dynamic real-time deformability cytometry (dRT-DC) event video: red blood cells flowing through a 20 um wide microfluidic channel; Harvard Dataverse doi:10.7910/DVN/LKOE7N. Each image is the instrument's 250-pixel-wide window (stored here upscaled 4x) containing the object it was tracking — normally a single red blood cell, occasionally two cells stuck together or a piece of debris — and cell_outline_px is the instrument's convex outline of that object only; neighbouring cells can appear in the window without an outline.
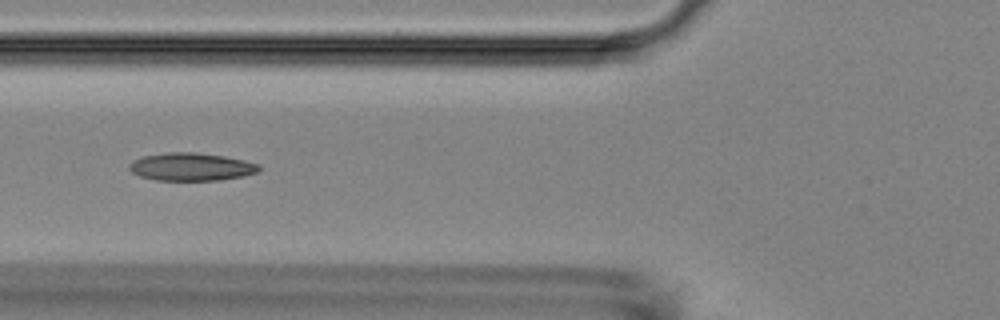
{"species": "Egyptian fruit bat (a non-hibernating species)", "species_latin": "Rousettus aegyptiacus", "temperature_condition": "room temperature", "stored_images_in_passage": 6, "camera_frame_rate_fps": 3000, "um_per_image_px": 0.085, "animal": {"sex": "female"}, "frame": {"image": 1, "passage_image": 4, "time_ms": 1.0, "image_size_px": [1000, 320], "cell_outline_px": [[260, 168], [256, 172], [244, 176], [220, 180], [156, 180], [140, 176], [132, 172], [128, 168], [128, 164], [132, 160], [144, 156], [168, 152], [196, 152], [224, 156], [244, 160], [260, 164]], "centroid_in_image_um": [16.24, 14.17], "position_along_channel_um": 109.6, "area_um2": 21.1}}
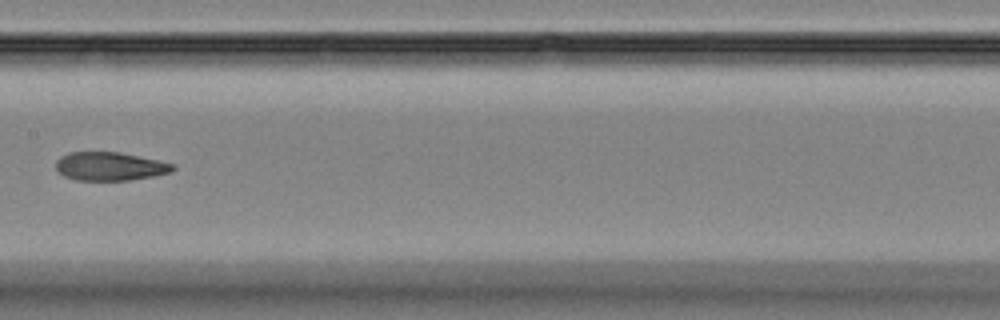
{"frame": {"image": 2, "passage_image": 6, "time_ms": 1.667, "image_size_px": [1000, 320], "cell_outline_px": [[176, 168], [172, 172], [152, 176], [128, 180], [76, 180], [64, 176], [56, 168], [56, 160], [60, 156], [68, 152], [120, 152], [156, 160], [172, 164]], "centroid_in_image_um": [9.31, 14.13], "position_along_channel_um": 198.1, "area_um2": 19.25}}